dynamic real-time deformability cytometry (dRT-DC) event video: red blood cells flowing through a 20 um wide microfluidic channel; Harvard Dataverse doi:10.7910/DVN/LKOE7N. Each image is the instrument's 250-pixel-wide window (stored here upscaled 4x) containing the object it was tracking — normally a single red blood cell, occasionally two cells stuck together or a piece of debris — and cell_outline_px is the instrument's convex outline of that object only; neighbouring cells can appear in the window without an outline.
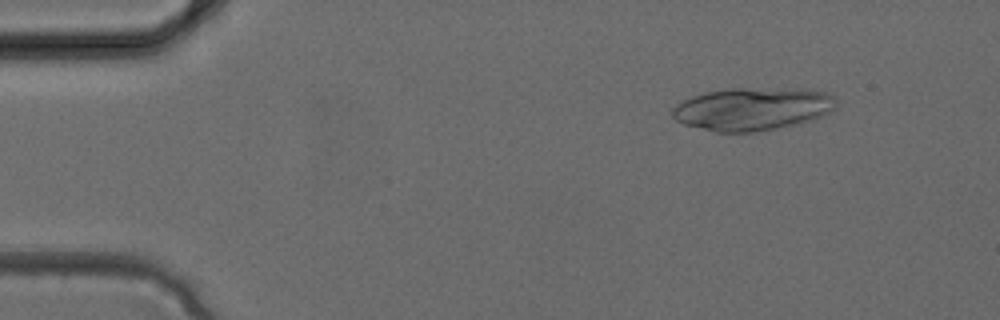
{"species": "common noctule bat (a hibernating species)", "species_latin": "Nyctalus noctula", "temperature_condition": "cold", "stored_images_in_passage": 9, "camera_frame_rate_fps": 3000, "um_per_image_px": 0.085, "animal": {"sex": "female", "body_mass_g": 24.6, "forearm_length_mm": 56.2}, "frame": {"image": 1, "passage_image": 1, "time_ms": 0.0, "image_size_px": [1000, 320], "cell_outline_px": [[836, 108], [812, 120], [796, 124], [756, 132], [716, 132], [684, 124], [676, 120], [672, 116], [672, 108], [676, 104], [692, 96], [704, 92], [728, 88], [744, 88], [824, 92], [836, 96]], "centroid_in_image_um": [63.9, 9.27], "position_along_channel_um": 21.1, "area_um2": 40.34}}
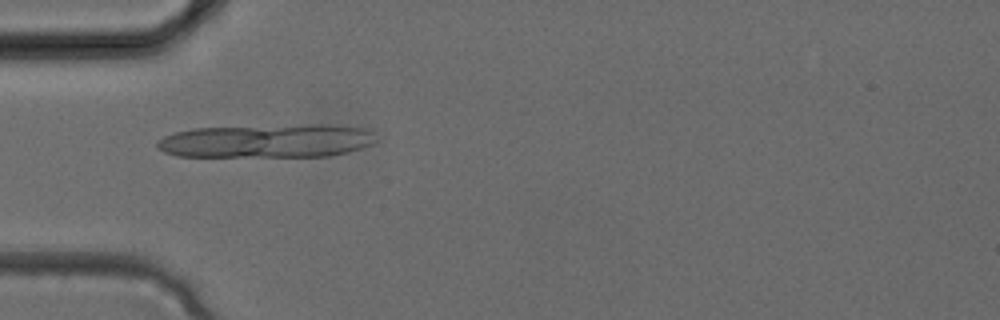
{"frame": {"image": 2, "passage_image": 7, "time_ms": 2.0, "image_size_px": [1000, 320], "cell_outline_px": [[380, 140], [372, 144], [348, 152], [328, 156], [176, 156], [164, 152], [156, 144], [156, 140], [164, 136], [176, 132], [196, 128], [304, 124], [336, 124], [364, 128], [372, 132]], "centroid_in_image_um": [22.75, 11.96], "position_along_channel_um": 62.3, "area_um2": 43.12}}